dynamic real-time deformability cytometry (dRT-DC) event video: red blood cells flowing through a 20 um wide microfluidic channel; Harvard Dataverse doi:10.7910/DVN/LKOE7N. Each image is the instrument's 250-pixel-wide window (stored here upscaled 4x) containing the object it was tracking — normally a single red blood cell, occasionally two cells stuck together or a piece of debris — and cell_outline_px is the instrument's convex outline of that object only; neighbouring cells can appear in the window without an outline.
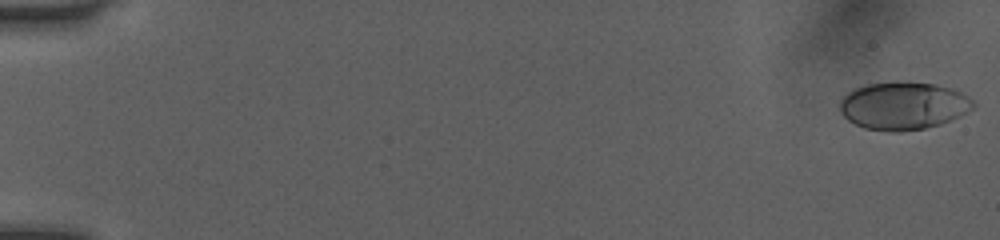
{"species": "human", "species_latin": "Homo sapiens", "temperature_condition": "room temperature", "stored_images_in_passage": 51, "camera_frame_rate_fps": 3000, "um_per_image_px": 0.085, "donor": {"sex": "female"}, "frame": {"image": 1, "passage_image": 1, "time_ms": 0.0, "image_size_px": [1000, 240], "cell_outline_px": [[976, 104], [972, 108], [952, 120], [940, 124], [924, 128], [900, 132], [888, 132], [864, 128], [848, 120], [840, 112], [840, 96], [852, 88], [868, 84], [896, 80], [936, 84], [952, 88], [968, 96]], "centroid_in_image_um": [76.74, 8.97], "position_along_channel_um": 8.3, "area_um2": 37.69}}
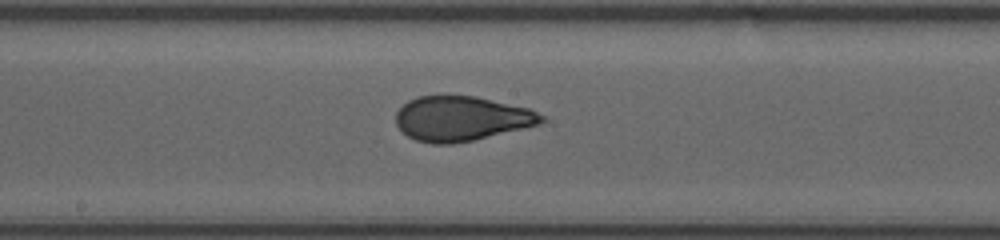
{"frame": {"image": 2, "passage_image": 29, "time_ms": 9.333, "image_size_px": [1000, 240], "cell_outline_px": [[544, 120], [540, 124], [472, 140], [452, 144], [432, 144], [416, 140], [408, 136], [396, 124], [396, 112], [408, 100], [416, 96], [476, 96], [528, 108], [544, 116]], "centroid_in_image_um": [39.19, 10.08], "position_along_channel_um": 209.0, "area_um2": 37.63}}
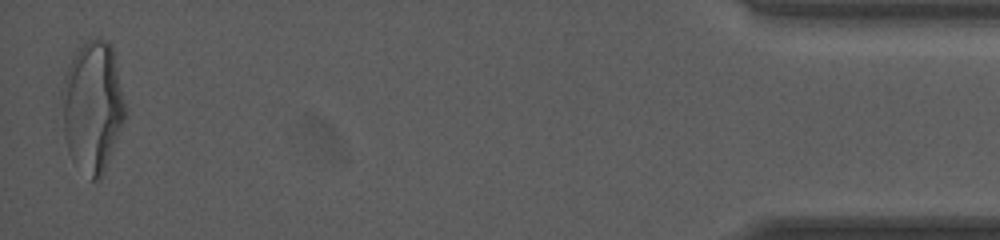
{"frame": {"image": 3, "passage_image": 51, "time_ms": 16.667, "image_size_px": [1000, 240], "cell_outline_px": [[128, 116], [100, 180], [92, 180], [72, 160], [68, 152], [64, 136], [60, 96], [60, 88], [64, 76], [72, 56], [88, 40], [104, 40], [112, 44], [128, 108]], "centroid_in_image_um": [7.89, 9.07], "position_along_channel_um": 427.3, "area_um2": 49.36}, "authors_computed_cell_mechanics": {"area_um2": 37.6856, "velocity_mm_per_s": 4.0676, "shape_relaxation_time_tau1_ms": 5.068, "shape_relaxation_time_tau2_ms": 0.6535, "deformation_change_tau1": 0.1896, "deformation_change_tau2": 0.0634}}